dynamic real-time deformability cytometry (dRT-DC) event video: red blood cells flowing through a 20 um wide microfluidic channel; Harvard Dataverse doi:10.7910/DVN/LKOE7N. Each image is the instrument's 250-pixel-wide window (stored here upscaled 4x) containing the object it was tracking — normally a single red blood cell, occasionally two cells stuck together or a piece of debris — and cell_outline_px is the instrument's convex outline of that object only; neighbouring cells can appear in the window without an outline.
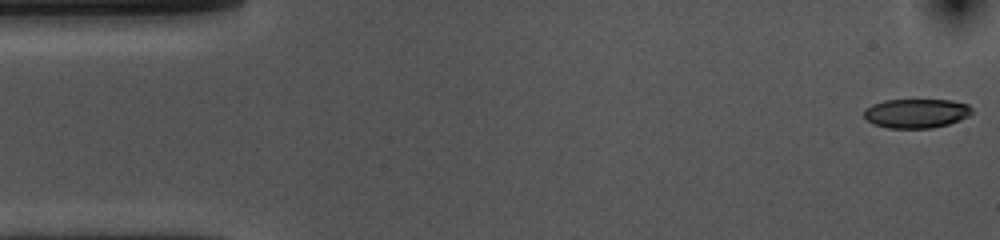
{"species": "common noctule bat (a hibernating species)", "species_latin": "Nyctalus noctula", "temperature_condition": "cold", "stored_images_in_passage": 9, "camera_frame_rate_fps": 3000, "um_per_image_px": 0.085, "animal": {"sex": "female", "body_mass_g": 10.0, "forearm_length_mm": 53.1}, "frame": {"image": 1, "passage_image": 1, "time_ms": 0.0, "image_size_px": [1000, 240], "cell_outline_px": [[972, 112], [968, 116], [960, 120], [948, 124], [932, 128], [888, 128], [876, 124], [868, 120], [864, 116], [864, 108], [872, 104], [884, 100], [952, 100], [968, 104], [972, 108]], "centroid_in_image_um": [77.89, 9.62], "position_along_channel_um": 7.1, "area_um2": 18.38}}